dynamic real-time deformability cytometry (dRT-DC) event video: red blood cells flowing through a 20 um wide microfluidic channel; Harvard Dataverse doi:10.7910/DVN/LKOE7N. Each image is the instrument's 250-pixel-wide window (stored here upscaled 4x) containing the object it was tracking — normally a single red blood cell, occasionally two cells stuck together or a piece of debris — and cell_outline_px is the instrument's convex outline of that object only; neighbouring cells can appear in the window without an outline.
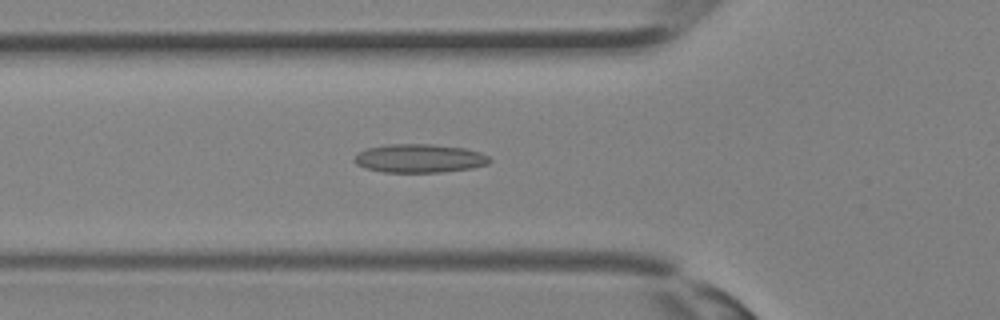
{"species": "Egyptian fruit bat (a non-hibernating species)", "species_latin": "Rousettus aegyptiacus", "temperature_condition": "room temperature", "stored_images_in_passage": 34, "camera_frame_rate_fps": 3000, "um_per_image_px": 0.085, "animal": {"sex": "female"}, "frame": {"image": 1, "passage_image": 12, "time_ms": 3.667, "image_size_px": [1000, 320], "cell_outline_px": [[492, 160], [488, 164], [472, 168], [440, 172], [384, 172], [364, 168], [356, 164], [352, 160], [360, 152], [368, 148], [388, 144], [432, 144], [464, 148], [480, 152], [488, 156]], "centroid_in_image_um": [35.66, 13.46], "position_along_channel_um": 90.1, "area_um2": 22.48}}
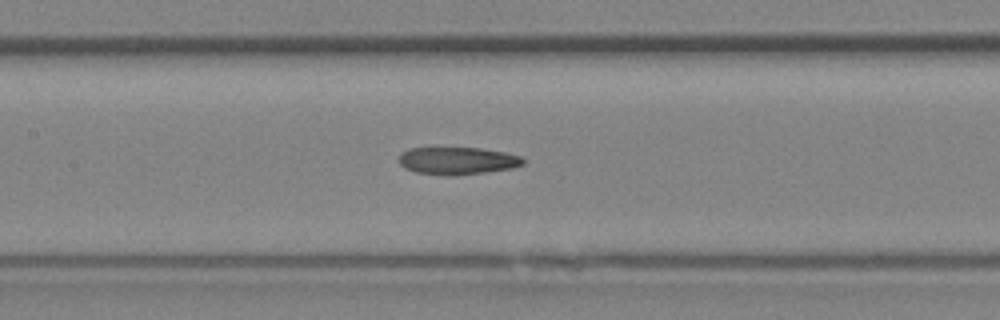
{"frame": {"image": 2, "passage_image": 16, "time_ms": 5.0, "image_size_px": [1000, 320], "cell_outline_px": [[524, 164], [512, 168], [484, 172], [448, 176], [416, 172], [404, 168], [400, 164], [400, 152], [408, 148], [480, 148], [504, 152], [520, 156], [524, 160]], "centroid_in_image_um": [38.86, 13.66], "position_along_channel_um": 168.5, "area_um2": 19.77}}
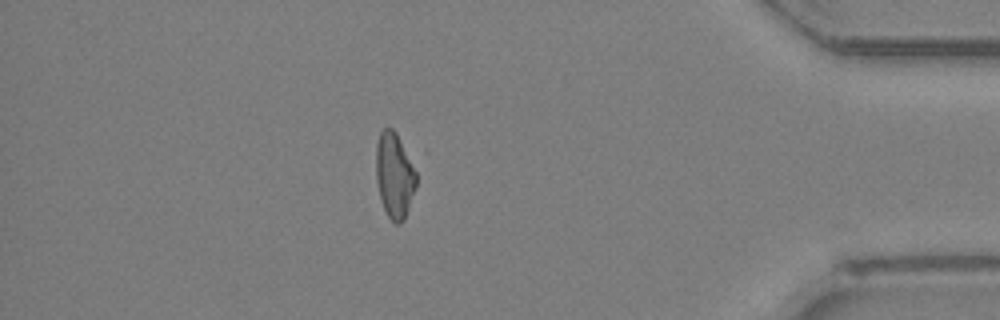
{"frame": {"image": 3, "passage_image": 30, "time_ms": 9.667, "image_size_px": [1000, 320], "cell_outline_px": [[416, 188], [404, 220], [400, 224], [396, 224], [388, 216], [380, 200], [376, 180], [376, 144], [380, 132], [384, 128], [392, 128], [396, 132], [416, 172]], "centroid_in_image_um": [33.51, 14.92], "position_along_channel_um": 401.7, "area_um2": 19.94}}